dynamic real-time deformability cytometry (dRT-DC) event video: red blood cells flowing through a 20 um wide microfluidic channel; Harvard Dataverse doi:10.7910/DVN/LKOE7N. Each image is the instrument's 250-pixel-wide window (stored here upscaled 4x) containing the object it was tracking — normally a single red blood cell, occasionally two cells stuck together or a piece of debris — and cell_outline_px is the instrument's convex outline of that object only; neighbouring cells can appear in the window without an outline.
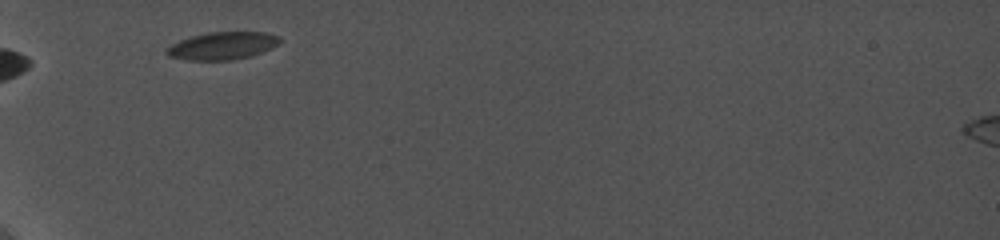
{"species": "common noctule bat (a hibernating species)", "species_latin": "Nyctalus noctula", "temperature_condition": "cold", "stored_images_in_passage": 19, "camera_frame_rate_fps": 5000, "um_per_image_px": 0.085, "animal": {"sex": "female", "body_mass_g": 19.0, "forearm_length_mm": 56.7}, "frame": {"image": 1, "passage_image": 1, "time_ms": 0.0, "image_size_px": [1000, 240], "cell_outline_px": [[280, 44], [272, 48], [248, 56], [232, 60], [188, 60], [168, 56], [164, 52], [164, 48], [180, 40], [192, 36], [208, 32], [264, 32], [280, 36]], "centroid_in_image_um": [18.88, 3.89], "position_along_channel_um": 66.1, "area_um2": 18.21}}
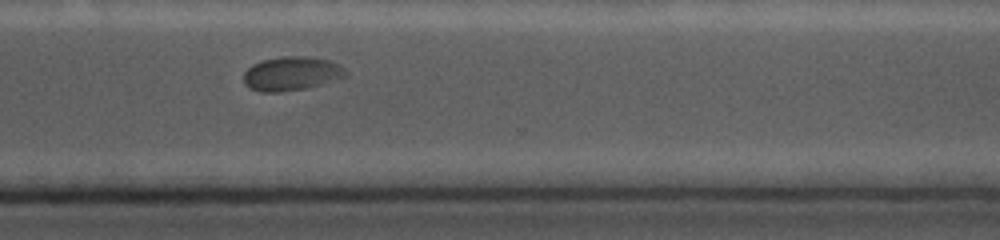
{"frame": {"image": 2, "passage_image": 15, "time_ms": 8.0, "image_size_px": [1000, 240], "cell_outline_px": [[348, 76], [320, 84], [304, 88], [280, 92], [260, 92], [248, 88], [244, 84], [244, 72], [252, 64], [264, 60], [284, 56], [308, 56], [328, 60], [340, 64], [348, 72]], "centroid_in_image_um": [24.78, 6.25], "position_along_channel_um": 345.8, "area_um2": 20.23}}
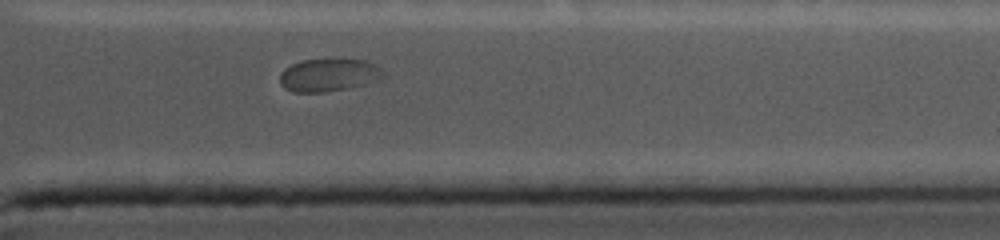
{"frame": {"image": 3, "passage_image": 17, "time_ms": 9.0, "image_size_px": [1000, 240], "cell_outline_px": [[384, 76], [364, 84], [348, 88], [324, 92], [292, 92], [284, 88], [280, 84], [280, 72], [284, 68], [300, 60], [364, 60], [380, 68], [384, 72]], "centroid_in_image_um": [27.87, 6.39], "position_along_channel_um": 383.5, "area_um2": 19.48}}